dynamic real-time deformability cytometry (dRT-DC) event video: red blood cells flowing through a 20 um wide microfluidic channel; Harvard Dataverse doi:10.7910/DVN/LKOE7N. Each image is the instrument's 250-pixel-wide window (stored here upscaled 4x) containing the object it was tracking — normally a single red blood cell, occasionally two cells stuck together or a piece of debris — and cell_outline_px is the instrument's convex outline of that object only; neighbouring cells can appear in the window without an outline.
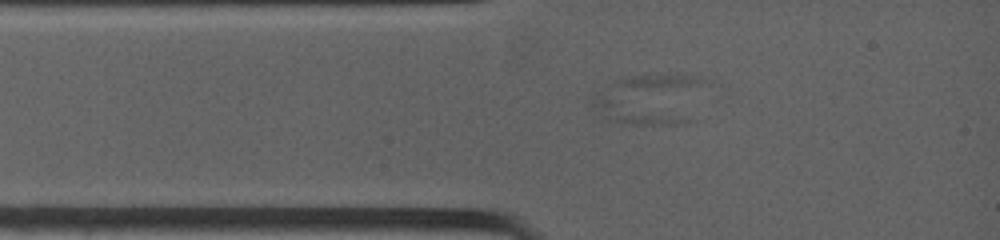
{"species": "common noctule bat (a hibernating species)", "species_latin": "Nyctalus noctula", "temperature_condition": "warm", "stored_images_in_passage": 35, "segment_of_instrument_passage": [1, 2], "camera_frame_rate_fps": 4500, "um_per_image_px": 0.085, "animal": {"sex": "female", "body_mass_g": 19.0, "forearm_length_mm": 53.3}, "frame": {"image": 1, "passage_image": 10, "time_ms": 2.0, "image_size_px": [1000, 240], "cell_outline_px": [[696, 120], [680, 124], [620, 124], [604, 120], [592, 100], [596, 92]], "centroid_in_image_um": [53.84, 9.55], "position_along_channel_um": 31.2, "area_um2": 12.14}}